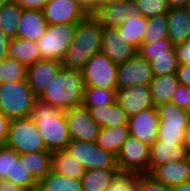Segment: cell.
<instances>
[{"label": "cell", "mask_w": 190, "mask_h": 191, "mask_svg": "<svg viewBox=\"0 0 190 191\" xmlns=\"http://www.w3.org/2000/svg\"><path fill=\"white\" fill-rule=\"evenodd\" d=\"M106 28H118L127 18L141 15L134 0H118L99 6L92 14Z\"/></svg>", "instance_id": "15"}, {"label": "cell", "mask_w": 190, "mask_h": 191, "mask_svg": "<svg viewBox=\"0 0 190 191\" xmlns=\"http://www.w3.org/2000/svg\"><path fill=\"white\" fill-rule=\"evenodd\" d=\"M137 53L150 62L153 76L177 73L179 67L177 53L168 39L152 44L142 43Z\"/></svg>", "instance_id": "8"}, {"label": "cell", "mask_w": 190, "mask_h": 191, "mask_svg": "<svg viewBox=\"0 0 190 191\" xmlns=\"http://www.w3.org/2000/svg\"><path fill=\"white\" fill-rule=\"evenodd\" d=\"M27 80V67L11 58H5L0 65V84Z\"/></svg>", "instance_id": "35"}, {"label": "cell", "mask_w": 190, "mask_h": 191, "mask_svg": "<svg viewBox=\"0 0 190 191\" xmlns=\"http://www.w3.org/2000/svg\"><path fill=\"white\" fill-rule=\"evenodd\" d=\"M116 1L118 0H98V7L109 4V3H114Z\"/></svg>", "instance_id": "53"}, {"label": "cell", "mask_w": 190, "mask_h": 191, "mask_svg": "<svg viewBox=\"0 0 190 191\" xmlns=\"http://www.w3.org/2000/svg\"><path fill=\"white\" fill-rule=\"evenodd\" d=\"M30 117L36 122L47 151L66 149L71 139L65 111L37 98Z\"/></svg>", "instance_id": "2"}, {"label": "cell", "mask_w": 190, "mask_h": 191, "mask_svg": "<svg viewBox=\"0 0 190 191\" xmlns=\"http://www.w3.org/2000/svg\"><path fill=\"white\" fill-rule=\"evenodd\" d=\"M148 26V18L137 15L129 17L125 22L118 27L119 36L123 37L126 42L139 48L143 43V37Z\"/></svg>", "instance_id": "31"}, {"label": "cell", "mask_w": 190, "mask_h": 191, "mask_svg": "<svg viewBox=\"0 0 190 191\" xmlns=\"http://www.w3.org/2000/svg\"><path fill=\"white\" fill-rule=\"evenodd\" d=\"M130 136L128 124L114 127H100L96 143L115 156H117L122 144Z\"/></svg>", "instance_id": "25"}, {"label": "cell", "mask_w": 190, "mask_h": 191, "mask_svg": "<svg viewBox=\"0 0 190 191\" xmlns=\"http://www.w3.org/2000/svg\"><path fill=\"white\" fill-rule=\"evenodd\" d=\"M162 39H168L166 14L148 18V26L143 37V43L152 44Z\"/></svg>", "instance_id": "36"}, {"label": "cell", "mask_w": 190, "mask_h": 191, "mask_svg": "<svg viewBox=\"0 0 190 191\" xmlns=\"http://www.w3.org/2000/svg\"><path fill=\"white\" fill-rule=\"evenodd\" d=\"M11 119L6 116L3 112H0V143L2 145L6 144Z\"/></svg>", "instance_id": "44"}, {"label": "cell", "mask_w": 190, "mask_h": 191, "mask_svg": "<svg viewBox=\"0 0 190 191\" xmlns=\"http://www.w3.org/2000/svg\"><path fill=\"white\" fill-rule=\"evenodd\" d=\"M0 191H25L21 187L7 180H0Z\"/></svg>", "instance_id": "49"}, {"label": "cell", "mask_w": 190, "mask_h": 191, "mask_svg": "<svg viewBox=\"0 0 190 191\" xmlns=\"http://www.w3.org/2000/svg\"><path fill=\"white\" fill-rule=\"evenodd\" d=\"M116 102L128 117L154 107L149 85H132L117 89Z\"/></svg>", "instance_id": "16"}, {"label": "cell", "mask_w": 190, "mask_h": 191, "mask_svg": "<svg viewBox=\"0 0 190 191\" xmlns=\"http://www.w3.org/2000/svg\"><path fill=\"white\" fill-rule=\"evenodd\" d=\"M62 69V61L45 59H40L27 67V81L37 98Z\"/></svg>", "instance_id": "19"}, {"label": "cell", "mask_w": 190, "mask_h": 191, "mask_svg": "<svg viewBox=\"0 0 190 191\" xmlns=\"http://www.w3.org/2000/svg\"><path fill=\"white\" fill-rule=\"evenodd\" d=\"M105 191H137V174L120 173Z\"/></svg>", "instance_id": "40"}, {"label": "cell", "mask_w": 190, "mask_h": 191, "mask_svg": "<svg viewBox=\"0 0 190 191\" xmlns=\"http://www.w3.org/2000/svg\"><path fill=\"white\" fill-rule=\"evenodd\" d=\"M11 38L0 31V59L8 57V49Z\"/></svg>", "instance_id": "47"}, {"label": "cell", "mask_w": 190, "mask_h": 191, "mask_svg": "<svg viewBox=\"0 0 190 191\" xmlns=\"http://www.w3.org/2000/svg\"><path fill=\"white\" fill-rule=\"evenodd\" d=\"M42 11L48 25L78 24L89 15L73 0H49Z\"/></svg>", "instance_id": "14"}, {"label": "cell", "mask_w": 190, "mask_h": 191, "mask_svg": "<svg viewBox=\"0 0 190 191\" xmlns=\"http://www.w3.org/2000/svg\"><path fill=\"white\" fill-rule=\"evenodd\" d=\"M169 8H182L188 7L190 0H167Z\"/></svg>", "instance_id": "50"}, {"label": "cell", "mask_w": 190, "mask_h": 191, "mask_svg": "<svg viewBox=\"0 0 190 191\" xmlns=\"http://www.w3.org/2000/svg\"><path fill=\"white\" fill-rule=\"evenodd\" d=\"M189 105L187 106V108L185 109L186 113L188 114L189 118H190V86H189V99H188Z\"/></svg>", "instance_id": "54"}, {"label": "cell", "mask_w": 190, "mask_h": 191, "mask_svg": "<svg viewBox=\"0 0 190 191\" xmlns=\"http://www.w3.org/2000/svg\"><path fill=\"white\" fill-rule=\"evenodd\" d=\"M103 27L89 14L76 27L75 37L62 59L63 68L79 70L96 53L101 52Z\"/></svg>", "instance_id": "1"}, {"label": "cell", "mask_w": 190, "mask_h": 191, "mask_svg": "<svg viewBox=\"0 0 190 191\" xmlns=\"http://www.w3.org/2000/svg\"><path fill=\"white\" fill-rule=\"evenodd\" d=\"M37 191H83L81 180L50 172L38 182Z\"/></svg>", "instance_id": "33"}, {"label": "cell", "mask_w": 190, "mask_h": 191, "mask_svg": "<svg viewBox=\"0 0 190 191\" xmlns=\"http://www.w3.org/2000/svg\"><path fill=\"white\" fill-rule=\"evenodd\" d=\"M140 14L146 18L166 14L169 10L167 0H134Z\"/></svg>", "instance_id": "39"}, {"label": "cell", "mask_w": 190, "mask_h": 191, "mask_svg": "<svg viewBox=\"0 0 190 191\" xmlns=\"http://www.w3.org/2000/svg\"><path fill=\"white\" fill-rule=\"evenodd\" d=\"M189 86L180 85L172 97L171 102L175 103L179 107L186 109L189 105Z\"/></svg>", "instance_id": "42"}, {"label": "cell", "mask_w": 190, "mask_h": 191, "mask_svg": "<svg viewBox=\"0 0 190 191\" xmlns=\"http://www.w3.org/2000/svg\"><path fill=\"white\" fill-rule=\"evenodd\" d=\"M117 89L132 85H149L153 78L150 62L138 53L124 63L118 64Z\"/></svg>", "instance_id": "13"}, {"label": "cell", "mask_w": 190, "mask_h": 191, "mask_svg": "<svg viewBox=\"0 0 190 191\" xmlns=\"http://www.w3.org/2000/svg\"><path fill=\"white\" fill-rule=\"evenodd\" d=\"M5 145L20 155L47 151L36 122L30 116L11 120Z\"/></svg>", "instance_id": "5"}, {"label": "cell", "mask_w": 190, "mask_h": 191, "mask_svg": "<svg viewBox=\"0 0 190 191\" xmlns=\"http://www.w3.org/2000/svg\"><path fill=\"white\" fill-rule=\"evenodd\" d=\"M22 11L23 9L16 2L0 4V31L11 39L17 37Z\"/></svg>", "instance_id": "32"}, {"label": "cell", "mask_w": 190, "mask_h": 191, "mask_svg": "<svg viewBox=\"0 0 190 191\" xmlns=\"http://www.w3.org/2000/svg\"><path fill=\"white\" fill-rule=\"evenodd\" d=\"M84 89L82 72L63 68L38 99L66 111L82 105Z\"/></svg>", "instance_id": "3"}, {"label": "cell", "mask_w": 190, "mask_h": 191, "mask_svg": "<svg viewBox=\"0 0 190 191\" xmlns=\"http://www.w3.org/2000/svg\"><path fill=\"white\" fill-rule=\"evenodd\" d=\"M13 184L21 187L25 191H35L38 187V181L33 177L29 170H27L24 164L17 160L16 170L14 171V180H7Z\"/></svg>", "instance_id": "38"}, {"label": "cell", "mask_w": 190, "mask_h": 191, "mask_svg": "<svg viewBox=\"0 0 190 191\" xmlns=\"http://www.w3.org/2000/svg\"><path fill=\"white\" fill-rule=\"evenodd\" d=\"M156 181L175 187L190 181V157L179 162H168L156 166L150 173Z\"/></svg>", "instance_id": "21"}, {"label": "cell", "mask_w": 190, "mask_h": 191, "mask_svg": "<svg viewBox=\"0 0 190 191\" xmlns=\"http://www.w3.org/2000/svg\"><path fill=\"white\" fill-rule=\"evenodd\" d=\"M116 159L120 173L149 174L150 146L130 135L122 144Z\"/></svg>", "instance_id": "10"}, {"label": "cell", "mask_w": 190, "mask_h": 191, "mask_svg": "<svg viewBox=\"0 0 190 191\" xmlns=\"http://www.w3.org/2000/svg\"><path fill=\"white\" fill-rule=\"evenodd\" d=\"M20 161L39 182L51 172L52 152L39 151L20 155Z\"/></svg>", "instance_id": "30"}, {"label": "cell", "mask_w": 190, "mask_h": 191, "mask_svg": "<svg viewBox=\"0 0 190 191\" xmlns=\"http://www.w3.org/2000/svg\"><path fill=\"white\" fill-rule=\"evenodd\" d=\"M155 107L159 117L157 140L184 142L185 130L190 124V118L185 109L172 102L162 103Z\"/></svg>", "instance_id": "7"}, {"label": "cell", "mask_w": 190, "mask_h": 191, "mask_svg": "<svg viewBox=\"0 0 190 191\" xmlns=\"http://www.w3.org/2000/svg\"><path fill=\"white\" fill-rule=\"evenodd\" d=\"M127 124L130 135L138 138L147 145L150 146L157 140L159 117L155 106L130 116Z\"/></svg>", "instance_id": "17"}, {"label": "cell", "mask_w": 190, "mask_h": 191, "mask_svg": "<svg viewBox=\"0 0 190 191\" xmlns=\"http://www.w3.org/2000/svg\"><path fill=\"white\" fill-rule=\"evenodd\" d=\"M8 58L23 63L26 67L40 60L39 49L35 41L15 37L10 40Z\"/></svg>", "instance_id": "28"}, {"label": "cell", "mask_w": 190, "mask_h": 191, "mask_svg": "<svg viewBox=\"0 0 190 191\" xmlns=\"http://www.w3.org/2000/svg\"><path fill=\"white\" fill-rule=\"evenodd\" d=\"M49 0H15V2L22 8L28 10H43L44 6Z\"/></svg>", "instance_id": "45"}, {"label": "cell", "mask_w": 190, "mask_h": 191, "mask_svg": "<svg viewBox=\"0 0 190 191\" xmlns=\"http://www.w3.org/2000/svg\"><path fill=\"white\" fill-rule=\"evenodd\" d=\"M88 110L92 119L100 127H114L127 124L129 118L117 102L110 105L89 108Z\"/></svg>", "instance_id": "26"}, {"label": "cell", "mask_w": 190, "mask_h": 191, "mask_svg": "<svg viewBox=\"0 0 190 191\" xmlns=\"http://www.w3.org/2000/svg\"><path fill=\"white\" fill-rule=\"evenodd\" d=\"M19 158L20 154L12 148L6 145L0 148V180H14V171Z\"/></svg>", "instance_id": "37"}, {"label": "cell", "mask_w": 190, "mask_h": 191, "mask_svg": "<svg viewBox=\"0 0 190 191\" xmlns=\"http://www.w3.org/2000/svg\"><path fill=\"white\" fill-rule=\"evenodd\" d=\"M118 64L102 53H96L86 62L81 70L85 87L117 89Z\"/></svg>", "instance_id": "9"}, {"label": "cell", "mask_w": 190, "mask_h": 191, "mask_svg": "<svg viewBox=\"0 0 190 191\" xmlns=\"http://www.w3.org/2000/svg\"><path fill=\"white\" fill-rule=\"evenodd\" d=\"M179 86L177 74L153 76L149 88L154 106L171 102Z\"/></svg>", "instance_id": "24"}, {"label": "cell", "mask_w": 190, "mask_h": 191, "mask_svg": "<svg viewBox=\"0 0 190 191\" xmlns=\"http://www.w3.org/2000/svg\"><path fill=\"white\" fill-rule=\"evenodd\" d=\"M186 42L187 44H190V36L188 37V40Z\"/></svg>", "instance_id": "56"}, {"label": "cell", "mask_w": 190, "mask_h": 191, "mask_svg": "<svg viewBox=\"0 0 190 191\" xmlns=\"http://www.w3.org/2000/svg\"><path fill=\"white\" fill-rule=\"evenodd\" d=\"M36 99L27 80L0 84V112L11 120L29 117Z\"/></svg>", "instance_id": "4"}, {"label": "cell", "mask_w": 190, "mask_h": 191, "mask_svg": "<svg viewBox=\"0 0 190 191\" xmlns=\"http://www.w3.org/2000/svg\"><path fill=\"white\" fill-rule=\"evenodd\" d=\"M188 158L184 142L156 140L150 145L149 173L158 165L179 162Z\"/></svg>", "instance_id": "20"}, {"label": "cell", "mask_w": 190, "mask_h": 191, "mask_svg": "<svg viewBox=\"0 0 190 191\" xmlns=\"http://www.w3.org/2000/svg\"><path fill=\"white\" fill-rule=\"evenodd\" d=\"M184 146L186 148V152H187L188 157H190V124L188 125V127L185 130Z\"/></svg>", "instance_id": "51"}, {"label": "cell", "mask_w": 190, "mask_h": 191, "mask_svg": "<svg viewBox=\"0 0 190 191\" xmlns=\"http://www.w3.org/2000/svg\"><path fill=\"white\" fill-rule=\"evenodd\" d=\"M71 140L96 142L100 126L92 119L83 105L65 111Z\"/></svg>", "instance_id": "12"}, {"label": "cell", "mask_w": 190, "mask_h": 191, "mask_svg": "<svg viewBox=\"0 0 190 191\" xmlns=\"http://www.w3.org/2000/svg\"><path fill=\"white\" fill-rule=\"evenodd\" d=\"M78 3L89 14H93L98 8V0H73Z\"/></svg>", "instance_id": "48"}, {"label": "cell", "mask_w": 190, "mask_h": 191, "mask_svg": "<svg viewBox=\"0 0 190 191\" xmlns=\"http://www.w3.org/2000/svg\"><path fill=\"white\" fill-rule=\"evenodd\" d=\"M176 74L180 85L190 86V65H179Z\"/></svg>", "instance_id": "46"}, {"label": "cell", "mask_w": 190, "mask_h": 191, "mask_svg": "<svg viewBox=\"0 0 190 191\" xmlns=\"http://www.w3.org/2000/svg\"><path fill=\"white\" fill-rule=\"evenodd\" d=\"M101 52L116 64L134 57L138 49L119 36L118 28L103 27Z\"/></svg>", "instance_id": "18"}, {"label": "cell", "mask_w": 190, "mask_h": 191, "mask_svg": "<svg viewBox=\"0 0 190 191\" xmlns=\"http://www.w3.org/2000/svg\"><path fill=\"white\" fill-rule=\"evenodd\" d=\"M119 174V169L87 170L80 179L83 191H105Z\"/></svg>", "instance_id": "29"}, {"label": "cell", "mask_w": 190, "mask_h": 191, "mask_svg": "<svg viewBox=\"0 0 190 191\" xmlns=\"http://www.w3.org/2000/svg\"><path fill=\"white\" fill-rule=\"evenodd\" d=\"M85 170L118 169L116 156L101 148L96 142L71 140L66 149Z\"/></svg>", "instance_id": "11"}, {"label": "cell", "mask_w": 190, "mask_h": 191, "mask_svg": "<svg viewBox=\"0 0 190 191\" xmlns=\"http://www.w3.org/2000/svg\"><path fill=\"white\" fill-rule=\"evenodd\" d=\"M168 40L173 46L184 43L190 36V11L188 7L169 8L166 13Z\"/></svg>", "instance_id": "22"}, {"label": "cell", "mask_w": 190, "mask_h": 191, "mask_svg": "<svg viewBox=\"0 0 190 191\" xmlns=\"http://www.w3.org/2000/svg\"><path fill=\"white\" fill-rule=\"evenodd\" d=\"M77 24L48 25L44 35L36 41L41 59L62 61L76 32Z\"/></svg>", "instance_id": "6"}, {"label": "cell", "mask_w": 190, "mask_h": 191, "mask_svg": "<svg viewBox=\"0 0 190 191\" xmlns=\"http://www.w3.org/2000/svg\"><path fill=\"white\" fill-rule=\"evenodd\" d=\"M172 191H190V181L181 183L172 188Z\"/></svg>", "instance_id": "52"}, {"label": "cell", "mask_w": 190, "mask_h": 191, "mask_svg": "<svg viewBox=\"0 0 190 191\" xmlns=\"http://www.w3.org/2000/svg\"><path fill=\"white\" fill-rule=\"evenodd\" d=\"M51 171L78 180L86 172L85 167L65 149L52 152Z\"/></svg>", "instance_id": "27"}, {"label": "cell", "mask_w": 190, "mask_h": 191, "mask_svg": "<svg viewBox=\"0 0 190 191\" xmlns=\"http://www.w3.org/2000/svg\"><path fill=\"white\" fill-rule=\"evenodd\" d=\"M179 65L188 64L190 65V44L187 42L175 45Z\"/></svg>", "instance_id": "43"}, {"label": "cell", "mask_w": 190, "mask_h": 191, "mask_svg": "<svg viewBox=\"0 0 190 191\" xmlns=\"http://www.w3.org/2000/svg\"><path fill=\"white\" fill-rule=\"evenodd\" d=\"M47 27L48 23L42 10L23 9L17 37L36 42L44 35Z\"/></svg>", "instance_id": "23"}, {"label": "cell", "mask_w": 190, "mask_h": 191, "mask_svg": "<svg viewBox=\"0 0 190 191\" xmlns=\"http://www.w3.org/2000/svg\"><path fill=\"white\" fill-rule=\"evenodd\" d=\"M137 191H172V188L156 181L148 173H144L137 174Z\"/></svg>", "instance_id": "41"}, {"label": "cell", "mask_w": 190, "mask_h": 191, "mask_svg": "<svg viewBox=\"0 0 190 191\" xmlns=\"http://www.w3.org/2000/svg\"><path fill=\"white\" fill-rule=\"evenodd\" d=\"M117 89H102L98 87H85L82 105L86 108L110 105L116 102Z\"/></svg>", "instance_id": "34"}, {"label": "cell", "mask_w": 190, "mask_h": 191, "mask_svg": "<svg viewBox=\"0 0 190 191\" xmlns=\"http://www.w3.org/2000/svg\"><path fill=\"white\" fill-rule=\"evenodd\" d=\"M1 3L3 2H15V0H0Z\"/></svg>", "instance_id": "55"}]
</instances>
